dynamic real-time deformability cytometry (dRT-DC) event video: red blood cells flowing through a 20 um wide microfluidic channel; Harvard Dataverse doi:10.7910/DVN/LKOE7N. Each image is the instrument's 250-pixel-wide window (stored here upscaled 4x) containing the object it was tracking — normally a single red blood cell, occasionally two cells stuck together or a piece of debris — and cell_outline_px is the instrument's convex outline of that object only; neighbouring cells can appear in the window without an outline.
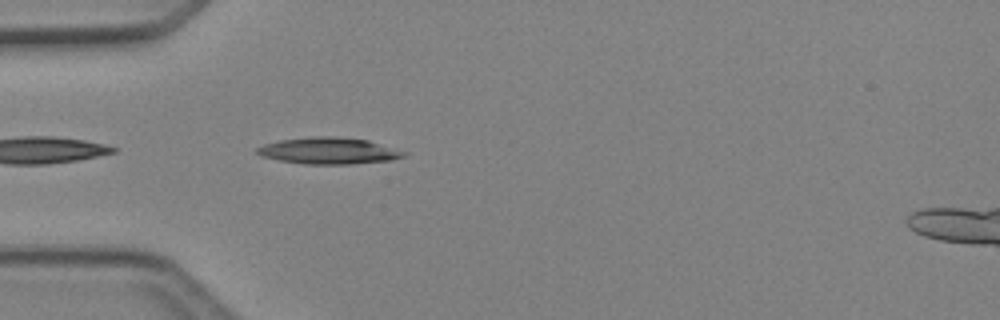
{"species": "Egyptian fruit bat (a non-hibernating species)", "species_latin": "Rousettus aegyptiacus", "temperature_condition": "cold", "stored_images_in_passage": 4, "camera_frame_rate_fps": 3000, "um_per_image_px": 0.085, "animal": {"sex": "female"}, "frame": {"image": 1, "passage_image": 1, "time_ms": 0.0, "image_size_px": [1000, 320], "cell_outline_px": [[408, 156], [392, 160], [352, 164], [304, 164], [280, 160], [260, 156], [256, 152], [256, 148], [264, 144], [280, 140], [308, 136], [336, 136], [368, 140], [408, 152]], "centroid_in_image_um": [27.97, 12.81], "position_along_channel_um": 57.0, "area_um2": 22.95}}